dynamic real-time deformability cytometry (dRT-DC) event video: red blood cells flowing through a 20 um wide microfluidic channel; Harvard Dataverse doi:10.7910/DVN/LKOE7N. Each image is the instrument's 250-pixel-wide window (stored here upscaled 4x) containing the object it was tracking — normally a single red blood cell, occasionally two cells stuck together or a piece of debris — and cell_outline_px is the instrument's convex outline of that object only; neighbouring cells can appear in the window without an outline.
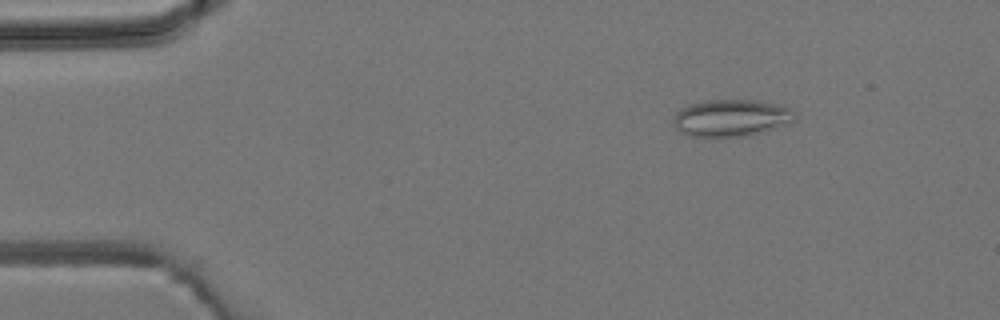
{"species": "common noctule bat (a hibernating species)", "species_latin": "Nyctalus noctula", "temperature_condition": "room temperature", "stored_images_in_passage": 5, "camera_frame_rate_fps": 3000, "um_per_image_px": 0.085, "animal": {"sex": "male", "body_mass_g": 19.2, "forearm_length_mm": 51.8}, "frame": {"image": 1, "passage_image": 3, "time_ms": 2.0, "image_size_px": [1000, 320], "cell_outline_px": [[796, 120], [760, 132], [744, 136], [688, 136], [680, 132], [672, 124], [672, 120], [676, 112], [680, 108], [692, 104], [708, 100], [756, 100], [776, 104], [788, 108], [792, 112]], "centroid_in_image_um": [62.07, 10.02], "position_along_channel_um": 22.9, "area_um2": 25.78}}